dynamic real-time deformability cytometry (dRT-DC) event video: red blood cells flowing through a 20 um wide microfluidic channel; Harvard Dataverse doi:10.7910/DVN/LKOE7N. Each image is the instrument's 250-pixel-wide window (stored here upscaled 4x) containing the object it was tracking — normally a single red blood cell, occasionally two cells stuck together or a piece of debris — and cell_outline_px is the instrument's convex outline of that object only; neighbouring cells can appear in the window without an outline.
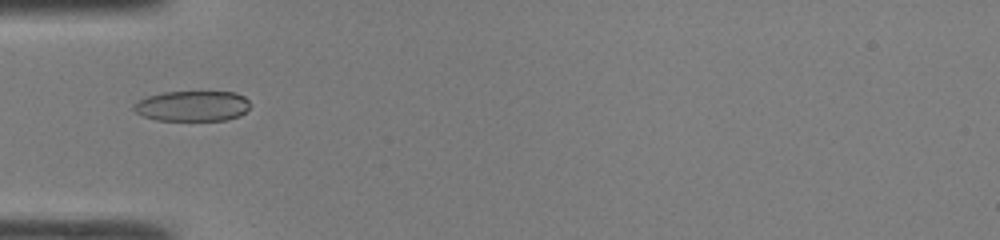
{"species": "common noctule bat (a hibernating species)", "species_latin": "Nyctalus noctula", "temperature_condition": "room temperature", "stored_images_in_passage": 49, "camera_frame_rate_fps": 3000, "um_per_image_px": 0.085, "animal": {"sex": "male", "body_mass_g": 19.0, "forearm_length_mm": 50.8}, "frame": {"image": 1, "passage_image": 17, "time_ms": 5.333, "image_size_px": [1000, 240], "cell_outline_px": [[252, 104], [240, 116], [228, 120], [156, 120], [144, 116], [136, 112], [132, 108], [132, 104], [148, 96], [164, 92], [236, 92], [244, 96]], "centroid_in_image_um": [16.38, 9.01], "position_along_channel_um": 68.6, "area_um2": 20.69}}
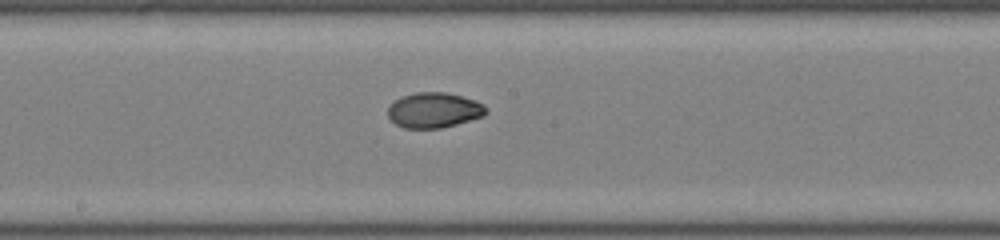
{"frame": {"image": 2, "passage_image": 27, "time_ms": 8.667, "image_size_px": [1000, 240], "cell_outline_px": [[488, 112], [484, 116], [456, 124], [440, 128], [404, 128], [396, 124], [388, 116], [388, 108], [400, 96], [416, 92], [444, 92], [460, 96], [484, 104], [488, 108]], "centroid_in_image_um": [36.9, 9.36], "position_along_channel_um": 211.3, "area_um2": 20.06}}
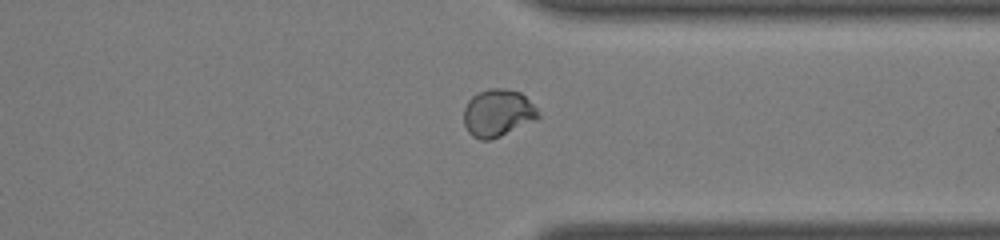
{"frame": {"image": 3, "passage_image": 38, "time_ms": 12.333, "image_size_px": [1000, 240], "cell_outline_px": [[540, 116], [536, 120], [500, 136], [488, 140], [480, 140], [472, 136], [468, 132], [464, 124], [464, 108], [468, 100], [472, 96], [488, 88], [504, 88], [520, 92], [536, 108]], "centroid_in_image_um": [42.29, 9.61], "position_along_channel_um": 369.1, "area_um2": 20.46}, "authors_computed_cell_mechanics": {"area_um2": 20.5768, "velocity_mm_per_s": 4.2999, "shape_relaxation_time_tau1_ms": 9.4102, "shape_relaxation_time_tau2_ms": 1.0633, "deformation_change_tau1": 0.2346, "deformation_change_tau2": 0.0346}}